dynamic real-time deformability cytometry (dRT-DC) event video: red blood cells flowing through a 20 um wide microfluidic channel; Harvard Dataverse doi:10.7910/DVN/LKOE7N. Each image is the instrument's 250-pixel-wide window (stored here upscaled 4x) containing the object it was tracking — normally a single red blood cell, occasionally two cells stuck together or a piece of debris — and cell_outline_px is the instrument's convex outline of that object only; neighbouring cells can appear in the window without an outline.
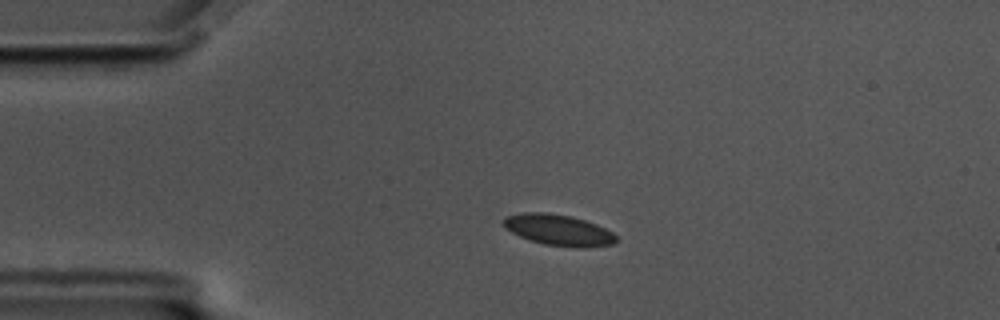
{"species": "common noctule bat (a hibernating species)", "species_latin": "Nyctalus noctula", "temperature_condition": "cold", "stored_images_in_passage": 57, "camera_frame_rate_fps": 3000, "um_per_image_px": 0.085, "animal": {"sex": "male", "body_mass_g": 17.5, "forearm_length_mm": 52.3}, "frame": {"image": 1, "passage_image": 11, "time_ms": 3.333, "image_size_px": [1000, 320], "cell_outline_px": [[616, 244], [580, 248], [544, 244], [520, 236], [504, 228], [504, 216], [524, 212], [548, 212], [572, 216], [596, 224], [612, 232], [616, 236]], "centroid_in_image_um": [47.48, 19.54], "position_along_channel_um": 37.5, "area_um2": 20.35}}
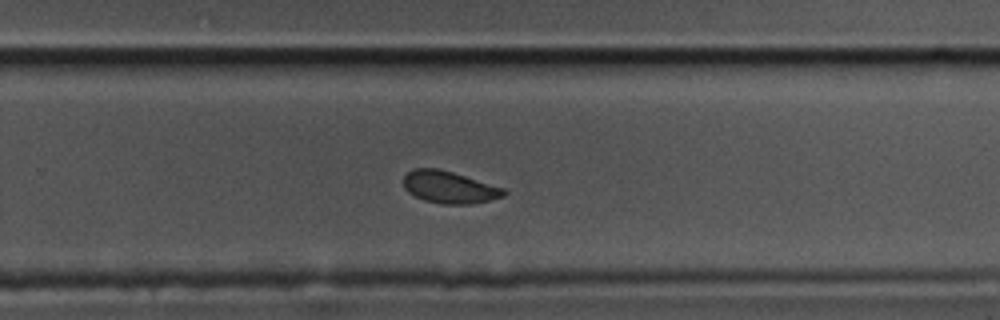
{"frame": {"image": 2, "passage_image": 36, "time_ms": 11.667, "image_size_px": [1000, 320], "cell_outline_px": [[508, 192], [504, 196], [472, 204], [444, 204], [424, 200], [408, 192], [404, 188], [404, 176], [412, 168], [436, 168], [452, 172], [504, 188]], "centroid_in_image_um": [38.18, 15.91], "position_along_channel_um": 291.6, "area_um2": 18.61}}
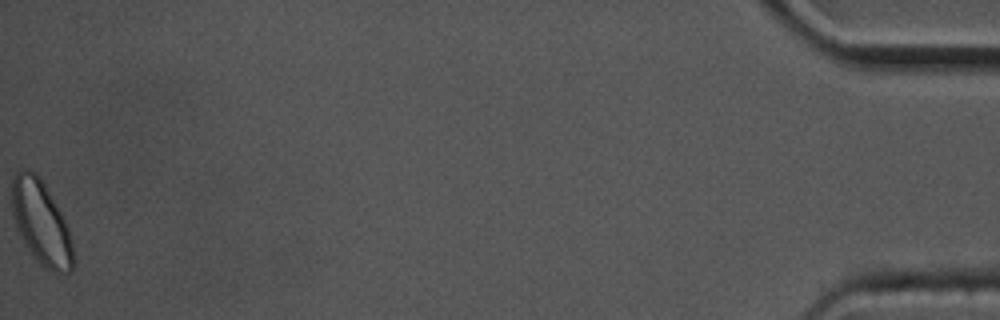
{"frame": {"image": 3, "passage_image": 57, "time_ms": 18.667, "image_size_px": [1000, 320], "cell_outline_px": [[76, 264], [72, 272], [52, 272], [40, 264], [36, 260], [28, 248], [16, 224], [12, 212], [12, 176], [20, 168], [28, 168], [36, 172], [40, 176], [60, 212], [68, 228], [72, 240]], "centroid_in_image_um": [3.52, 18.92], "position_along_channel_um": 431.7, "area_um2": 30.0}, "authors_computed_cell_mechanics": {"area_um2": 19.9988, "velocity_mm_per_s": 3.4342, "shape_relaxation_time_tau1_ms": 5.0713, "shape_relaxation_time_tau2_ms": 7.2059, "deformation_change_tau1": 0.0598, "deformation_change_tau2": 0.0927}}